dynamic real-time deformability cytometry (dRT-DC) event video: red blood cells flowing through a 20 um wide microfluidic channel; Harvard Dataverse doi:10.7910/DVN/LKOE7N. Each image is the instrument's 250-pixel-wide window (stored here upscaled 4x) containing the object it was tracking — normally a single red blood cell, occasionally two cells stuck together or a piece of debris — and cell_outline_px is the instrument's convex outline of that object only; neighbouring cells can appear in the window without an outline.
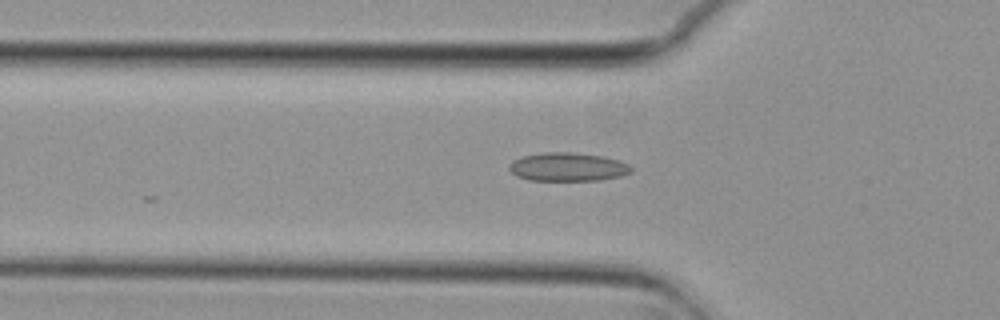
{"species": "common noctule bat (a hibernating species)", "species_latin": "Nyctalus noctula", "temperature_condition": "cold", "stored_images_in_passage": 25, "camera_frame_rate_fps": 3000, "um_per_image_px": 0.085, "animal": {"sex": "female", "body_mass_g": 29.2, "forearm_length_mm": 56.3}, "frame": {"image": 1, "passage_image": 17, "time_ms": 5.333, "image_size_px": [1000, 320], "cell_outline_px": [[632, 168], [628, 172], [620, 176], [600, 180], [528, 180], [516, 176], [508, 168], [508, 164], [512, 160], [524, 156], [544, 152], [568, 152], [604, 156], [620, 160], [628, 164]], "centroid_in_image_um": [48.22, 14.18], "position_along_channel_um": 77.6, "area_um2": 20.23}}
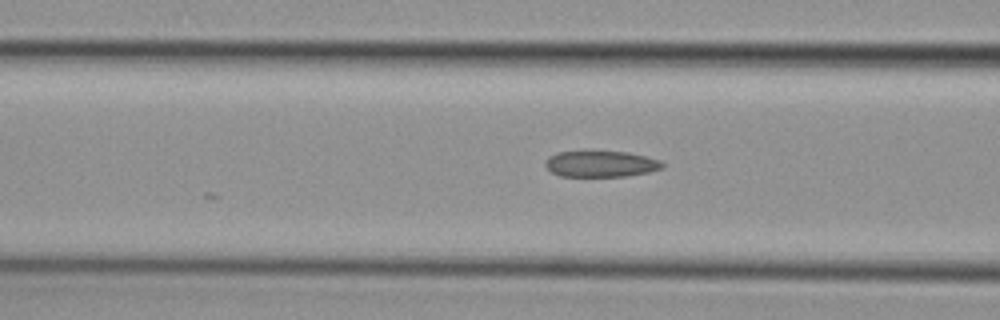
{"frame": {"image": 2, "passage_image": 20, "time_ms": 6.333, "image_size_px": [1000, 320], "cell_outline_px": [[664, 168], [648, 172], [624, 176], [560, 176], [552, 172], [544, 164], [544, 160], [548, 156], [556, 152], [628, 152], [660, 160], [664, 164]], "centroid_in_image_um": [51.05, 13.93], "position_along_channel_um": 115.5, "area_um2": 17.69}}
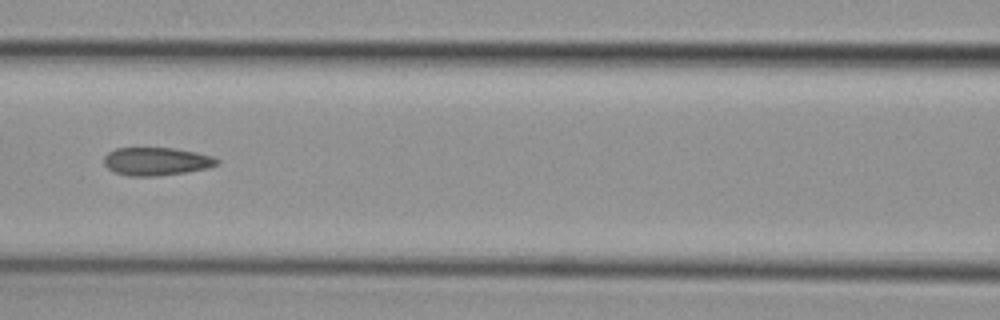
{"frame": {"image": 3, "passage_image": 23, "time_ms": 7.333, "image_size_px": [1000, 320], "cell_outline_px": [[220, 164], [208, 168], [188, 172], [156, 176], [128, 176], [112, 172], [104, 164], [104, 156], [108, 152], [116, 148], [176, 148], [196, 152], [212, 156], [220, 160]], "centroid_in_image_um": [13.31, 13.72], "position_along_channel_um": 153.3, "area_um2": 18.73}}